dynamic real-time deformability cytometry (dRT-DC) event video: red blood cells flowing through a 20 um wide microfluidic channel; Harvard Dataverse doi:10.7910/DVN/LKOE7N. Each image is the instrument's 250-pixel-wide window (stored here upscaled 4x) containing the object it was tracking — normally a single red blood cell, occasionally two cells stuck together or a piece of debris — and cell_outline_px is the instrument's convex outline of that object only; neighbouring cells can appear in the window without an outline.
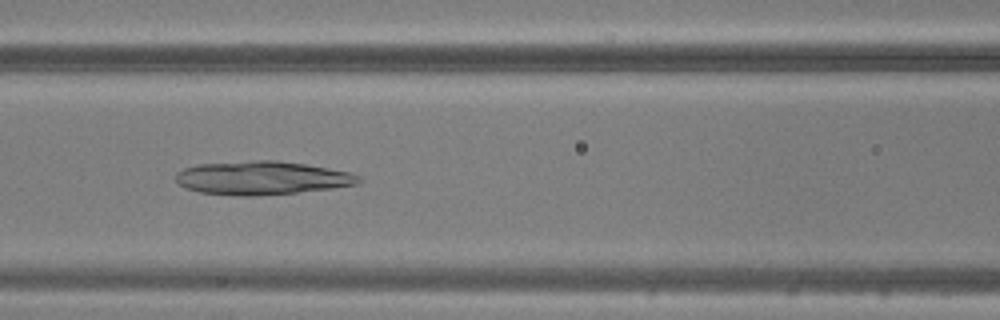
{"species": "common noctule bat (a hibernating species)", "species_latin": "Nyctalus noctula", "temperature_condition": "warm", "stored_images_in_passage": 48, "camera_frame_rate_fps": 3000, "um_per_image_px": 0.085, "animal": {"sex": "male", "body_mass_g": 20.5, "forearm_length_mm": 52.5}, "frame": {"image": 1, "passage_image": 21, "time_ms": 6.667, "image_size_px": [1000, 320], "cell_outline_px": [[364, 180], [356, 184], [332, 188], [296, 192], [256, 196], [236, 196], [200, 192], [184, 188], [176, 180], [176, 172], [184, 168], [200, 164], [256, 160], [276, 160], [304, 164], [328, 168], [348, 172], [360, 176]], "centroid_in_image_um": [22.25, 15.13], "position_along_channel_um": 144.4, "area_um2": 35.6}}
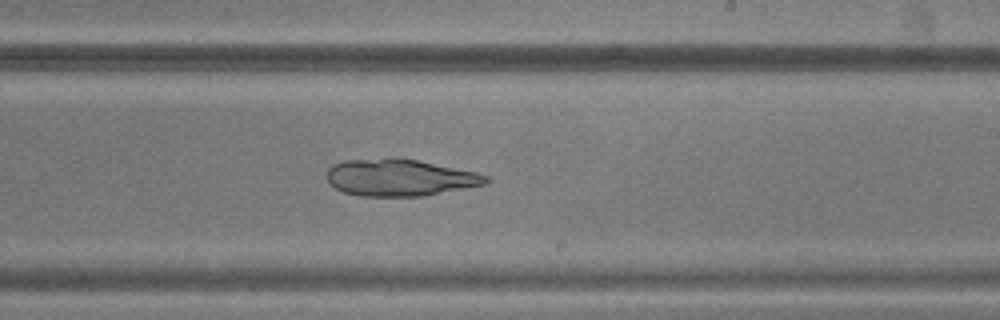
{"frame": {"image": 2, "passage_image": 29, "time_ms": 9.333, "image_size_px": [1000, 320], "cell_outline_px": [[492, 180], [488, 184], [420, 196], [360, 196], [344, 192], [328, 184], [324, 176], [328, 168], [332, 164], [344, 160], [416, 160], [476, 172], [488, 176]], "centroid_in_image_um": [33.96, 15.12], "position_along_channel_um": 255.0, "area_um2": 33.7}}
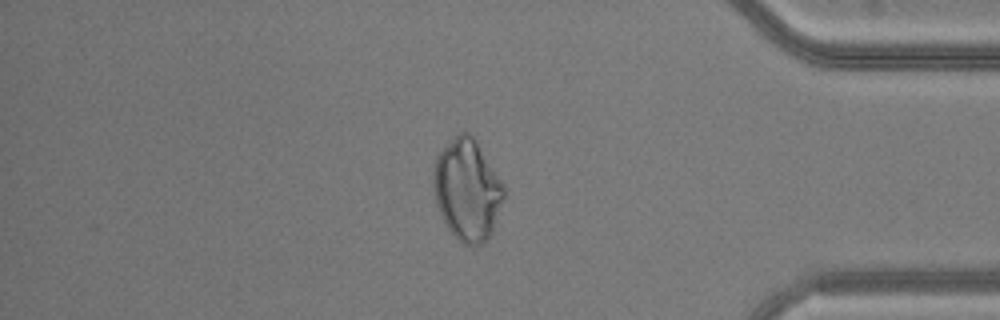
{"frame": {"image": 3, "passage_image": 41, "time_ms": 13.333, "image_size_px": [1000, 320], "cell_outline_px": [[504, 200], [492, 232], [484, 244], [464, 244], [448, 228], [436, 204], [432, 184], [432, 172], [436, 156], [460, 132], [468, 132], [476, 140], [504, 184]], "centroid_in_image_um": [39.72, 16.13], "position_along_channel_um": 395.5, "area_um2": 41.38}}